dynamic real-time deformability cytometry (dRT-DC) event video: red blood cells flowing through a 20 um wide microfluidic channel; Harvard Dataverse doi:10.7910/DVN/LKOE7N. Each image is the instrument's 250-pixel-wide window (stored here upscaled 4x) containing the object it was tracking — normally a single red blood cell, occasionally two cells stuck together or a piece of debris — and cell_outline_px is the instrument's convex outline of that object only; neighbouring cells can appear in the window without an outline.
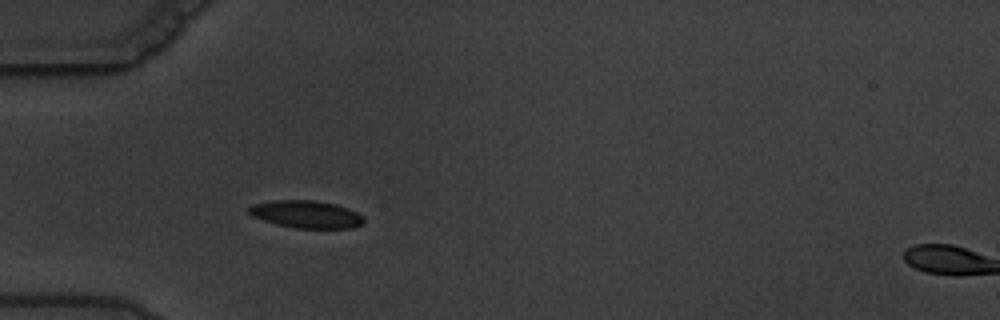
{"species": "common noctule bat (a hibernating species)", "species_latin": "Nyctalus noctula", "temperature_condition": "warm", "stored_images_in_passage": 1, "camera_frame_rate_fps": 3000, "um_per_image_px": 0.085, "animal": {"sex": "male", "body_mass_g": 19.5, "forearm_length_mm": 54.6}, "frame": {"image": 1, "passage_image": 1, "time_ms": 0.0, "image_size_px": [1000, 320], "cell_outline_px": [[364, 224], [352, 228], [296, 228], [276, 224], [252, 216], [248, 212], [248, 208], [252, 204], [272, 200], [316, 200], [336, 204], [348, 208], [364, 216]], "centroid_in_image_um": [26.05, 18.21], "position_along_channel_um": 59.0, "area_um2": 18.55}}